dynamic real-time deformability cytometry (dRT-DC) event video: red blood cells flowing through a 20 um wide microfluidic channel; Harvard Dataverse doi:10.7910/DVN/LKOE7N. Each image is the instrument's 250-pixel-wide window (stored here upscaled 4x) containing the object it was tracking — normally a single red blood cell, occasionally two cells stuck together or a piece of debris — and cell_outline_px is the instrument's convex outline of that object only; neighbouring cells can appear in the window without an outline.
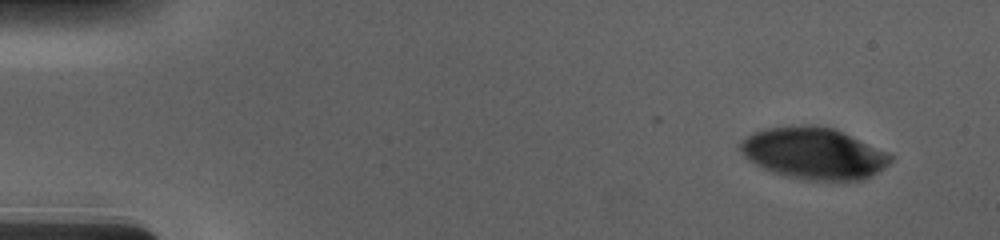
{"species": "human", "species_latin": "Homo sapiens", "temperature_condition": "cold", "stored_images_in_passage": 53, "camera_frame_rate_fps": 3000, "um_per_image_px": 0.085, "donor": {"sex": "male"}, "frame": {"image": 1, "passage_image": 1, "time_ms": 0.0, "image_size_px": [1000, 240], "cell_outline_px": [[892, 160], [884, 168], [872, 176], [864, 180], [800, 180], [772, 172], [748, 160], [736, 148], [740, 140], [752, 132], [764, 128], [792, 124], [812, 124], [836, 128], [888, 152], [892, 156]], "centroid_in_image_um": [69.13, 13.01], "position_along_channel_um": 15.9, "area_um2": 46.12}}
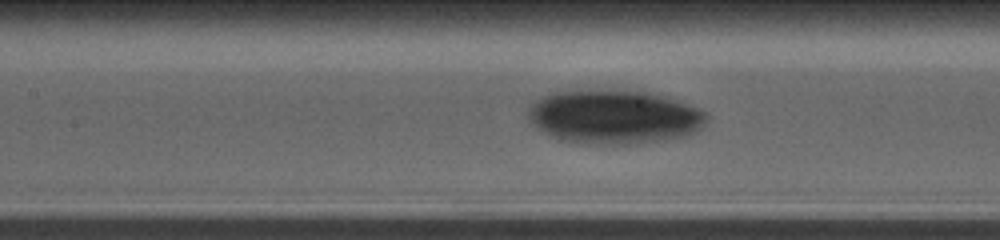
{"frame": {"image": 2, "passage_image": 23, "time_ms": 7.333, "image_size_px": [1000, 240], "cell_outline_px": [[708, 120], [696, 132], [688, 136], [664, 140], [628, 144], [588, 144], [556, 140], [532, 124], [528, 120], [528, 108], [536, 100], [552, 92], [640, 88], [644, 88], [688, 104], [708, 112]], "centroid_in_image_um": [52.24, 9.91], "position_along_channel_um": 155.2, "area_um2": 57.4}}
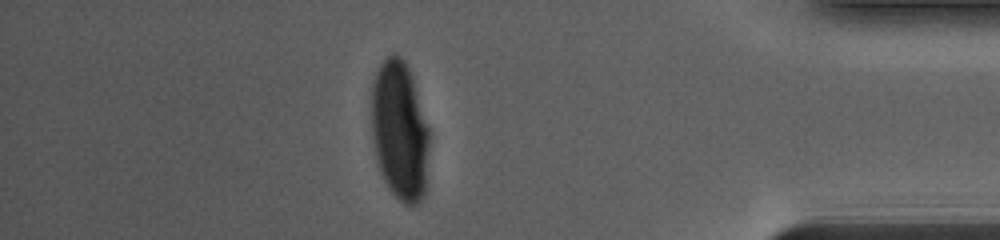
{"frame": {"image": 3, "passage_image": 46, "time_ms": 15.0, "image_size_px": [1000, 240], "cell_outline_px": [[428, 144], [424, 192], [420, 200], [416, 204], [404, 204], [388, 188], [380, 172], [372, 140], [372, 84], [376, 72], [380, 64], [392, 52], [396, 52], [404, 60], [412, 76], [428, 128]], "centroid_in_image_um": [33.94, 11.07], "position_along_channel_um": 401.3, "area_um2": 46.41}, "authors_computed_cell_mechanics": {"area_um2": 49.6502, "velocity_mm_per_s": 3.6769, "shape_relaxation_time_tau1_ms": 5.7237, "shape_relaxation_time_tau2_ms": 2.1608, "deformation_change_tau1": 0.1832, "deformation_change_tau2": 0.0392}}